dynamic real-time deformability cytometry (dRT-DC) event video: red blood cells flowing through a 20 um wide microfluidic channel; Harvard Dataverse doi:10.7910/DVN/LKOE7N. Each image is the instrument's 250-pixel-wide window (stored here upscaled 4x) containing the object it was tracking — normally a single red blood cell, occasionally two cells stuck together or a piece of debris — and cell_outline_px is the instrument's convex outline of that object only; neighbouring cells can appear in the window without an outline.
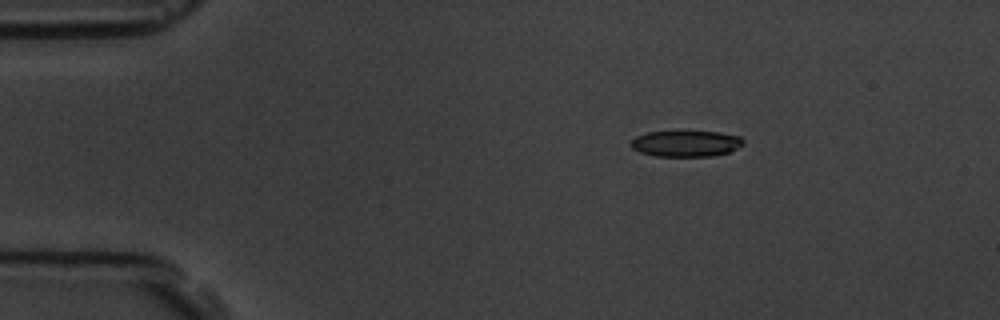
{"species": "common noctule bat (a hibernating species)", "species_latin": "Nyctalus noctula", "temperature_condition": "room temperature", "stored_images_in_passage": 3, "camera_frame_rate_fps": 3000, "um_per_image_px": 0.085, "animal": {"sex": "male", "body_mass_g": 19.5, "forearm_length_mm": 54.6}, "frame": {"image": 1, "passage_image": 1, "time_ms": 0.0, "image_size_px": [1000, 320], "cell_outline_px": [[744, 144], [728, 152], [712, 156], [656, 156], [640, 152], [632, 148], [628, 144], [636, 136], [648, 132], [720, 132], [740, 136], [744, 140]], "centroid_in_image_um": [58.29, 12.2], "position_along_channel_um": 26.7, "area_um2": 16.99}}